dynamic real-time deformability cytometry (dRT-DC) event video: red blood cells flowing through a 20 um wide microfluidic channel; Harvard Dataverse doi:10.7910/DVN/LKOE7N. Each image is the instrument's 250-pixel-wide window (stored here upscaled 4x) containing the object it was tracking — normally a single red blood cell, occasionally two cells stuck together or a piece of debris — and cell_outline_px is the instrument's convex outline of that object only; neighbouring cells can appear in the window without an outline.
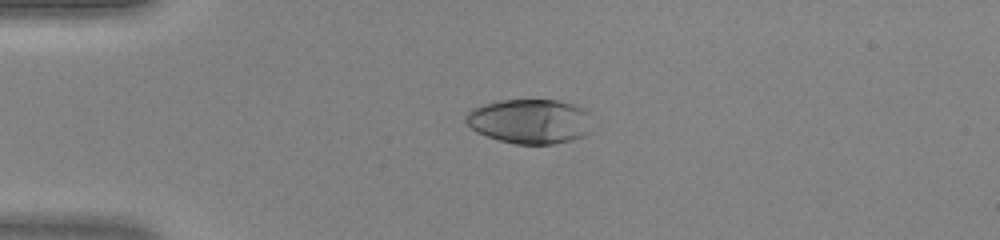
{"species": "human", "species_latin": "Homo sapiens", "temperature_condition": "warm", "stored_images_in_passage": 32, "camera_frame_rate_fps": 3000, "um_per_image_px": 0.085, "donor": {"sex": "female"}, "frame": {"image": 1, "passage_image": 3, "time_ms": 0.667, "image_size_px": [1000, 240], "cell_outline_px": [[592, 132], [584, 136], [552, 144], [516, 144], [500, 140], [476, 132], [464, 120], [464, 116], [472, 108], [484, 104], [500, 100], [556, 100], [572, 104], [584, 108], [588, 112]], "centroid_in_image_um": [45.04, 10.3], "position_along_channel_um": 40.0, "area_um2": 32.89}}
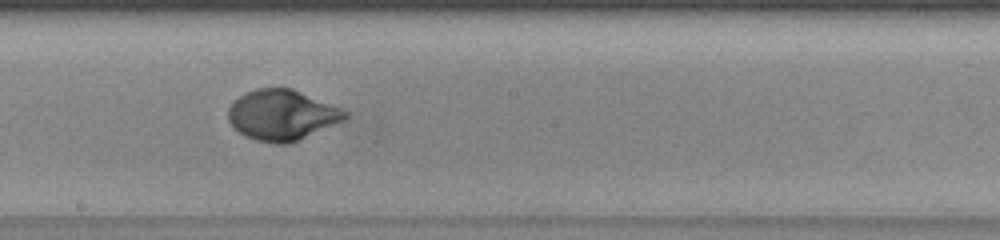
{"frame": {"image": 2, "passage_image": 18, "time_ms": 5.667, "image_size_px": [1000, 240], "cell_outline_px": [[348, 116], [344, 120], [288, 144], [276, 144], [256, 140], [244, 136], [232, 128], [228, 120], [228, 108], [232, 100], [244, 92], [256, 88], [292, 88], [340, 108], [348, 112]], "centroid_in_image_um": [23.89, 9.77], "position_along_channel_um": 224.3, "area_um2": 34.45}}
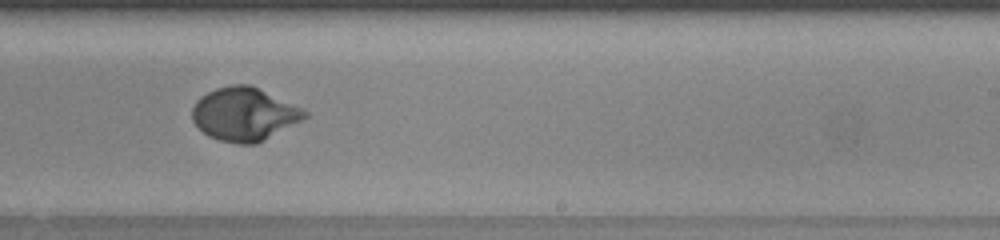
{"frame": {"image": 3, "passage_image": 21, "time_ms": 6.667, "image_size_px": [1000, 240], "cell_outline_px": [[308, 116], [264, 140], [256, 144], [236, 144], [220, 140], [208, 136], [192, 120], [192, 108], [196, 100], [200, 96], [216, 88], [232, 84], [248, 84], [300, 108], [308, 112]], "centroid_in_image_um": [20.7, 9.71], "position_along_channel_um": 268.3, "area_um2": 34.33}}